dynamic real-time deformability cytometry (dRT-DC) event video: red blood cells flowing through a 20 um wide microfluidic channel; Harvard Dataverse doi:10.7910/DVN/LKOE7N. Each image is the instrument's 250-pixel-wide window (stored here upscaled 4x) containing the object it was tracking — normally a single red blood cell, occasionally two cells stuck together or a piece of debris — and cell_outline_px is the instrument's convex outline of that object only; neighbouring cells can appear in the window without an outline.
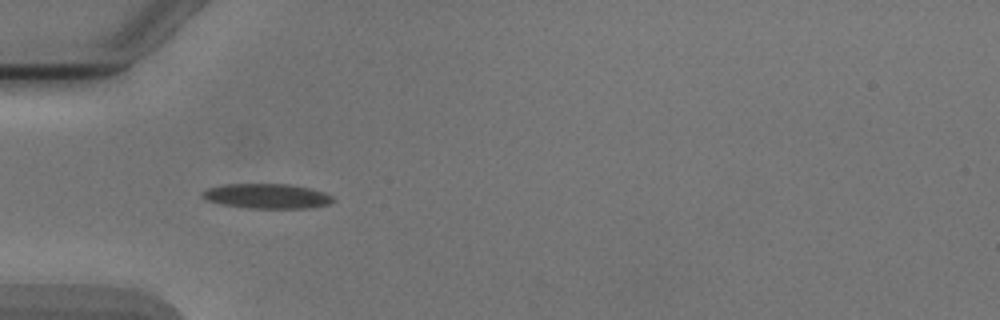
{"species": "Egyptian fruit bat (a non-hibernating species)", "species_latin": "Rousettus aegyptiacus", "temperature_condition": "cold", "stored_images_in_passage": 4, "camera_frame_rate_fps": 3000, "um_per_image_px": 0.085, "animal": {"sex": "male"}, "frame": {"image": 1, "passage_image": 3, "time_ms": 2.333, "image_size_px": [1000, 320], "cell_outline_px": [[336, 200], [328, 204], [312, 208], [244, 208], [220, 204], [204, 200], [200, 196], [200, 192], [208, 188], [224, 184], [288, 184], [312, 188], [324, 192], [332, 196]], "centroid_in_image_um": [22.66, 16.67], "position_along_channel_um": 62.3, "area_um2": 19.25}}
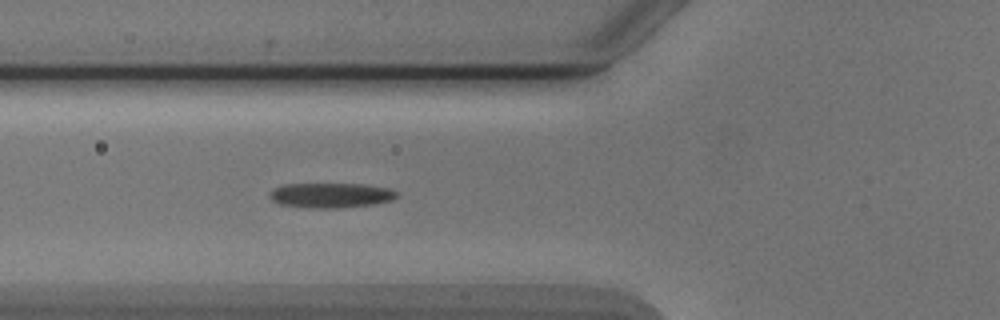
{"frame": {"image": 2, "passage_image": 4, "time_ms": 3.333, "image_size_px": [1000, 320], "cell_outline_px": [[400, 196], [392, 200], [376, 204], [340, 208], [316, 208], [280, 204], [272, 200], [268, 196], [268, 192], [272, 188], [284, 184], [364, 184], [392, 188]], "centroid_in_image_um": [28.15, 16.59], "position_along_channel_um": 97.7, "area_um2": 18.73}}